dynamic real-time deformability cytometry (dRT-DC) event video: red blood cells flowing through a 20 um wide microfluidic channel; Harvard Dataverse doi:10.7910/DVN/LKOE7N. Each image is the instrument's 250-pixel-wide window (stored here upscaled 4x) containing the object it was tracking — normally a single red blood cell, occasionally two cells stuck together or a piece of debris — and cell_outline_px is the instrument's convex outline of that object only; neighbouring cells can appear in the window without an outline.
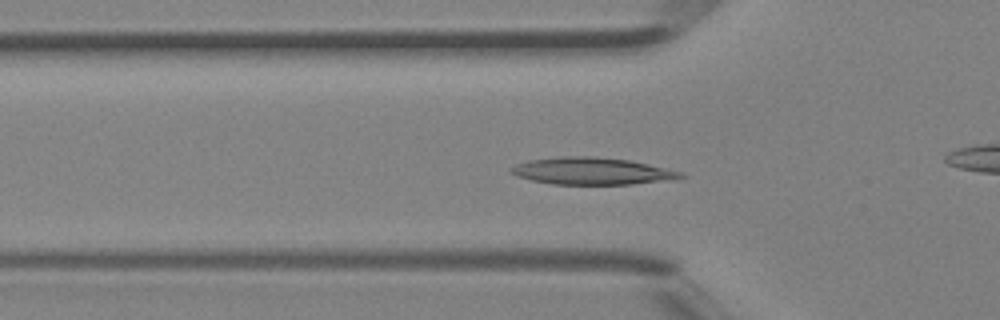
{"species": "Egyptian fruit bat (a non-hibernating species)", "species_latin": "Rousettus aegyptiacus", "temperature_condition": "room temperature", "stored_images_in_passage": 39, "camera_frame_rate_fps": 3000, "um_per_image_px": 0.085, "animal": {"sex": "female"}, "frame": {"image": 1, "passage_image": 14, "time_ms": 4.333, "image_size_px": [1000, 320], "cell_outline_px": [[688, 176], [672, 180], [632, 184], [552, 184], [532, 180], [516, 176], [508, 172], [508, 168], [516, 164], [528, 160], [560, 156], [592, 156], [628, 160], [648, 164], [680, 172]], "centroid_in_image_um": [50.26, 14.54], "position_along_channel_um": 75.5, "area_um2": 26.82}}
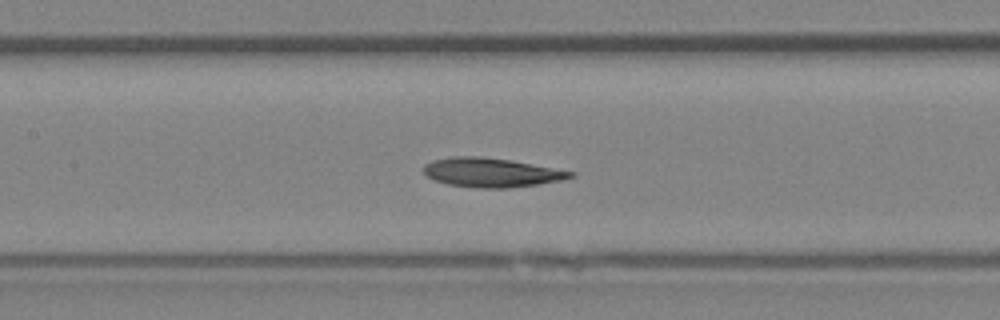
{"frame": {"image": 2, "passage_image": 20, "time_ms": 6.333, "image_size_px": [1000, 320], "cell_outline_px": [[576, 176], [560, 180], [536, 184], [508, 188], [480, 188], [448, 184], [436, 180], [428, 176], [424, 172], [424, 164], [432, 160], [452, 156], [480, 156], [508, 160], [576, 172]], "centroid_in_image_um": [41.75, 14.66], "position_along_channel_um": 165.7, "area_um2": 24.62}}
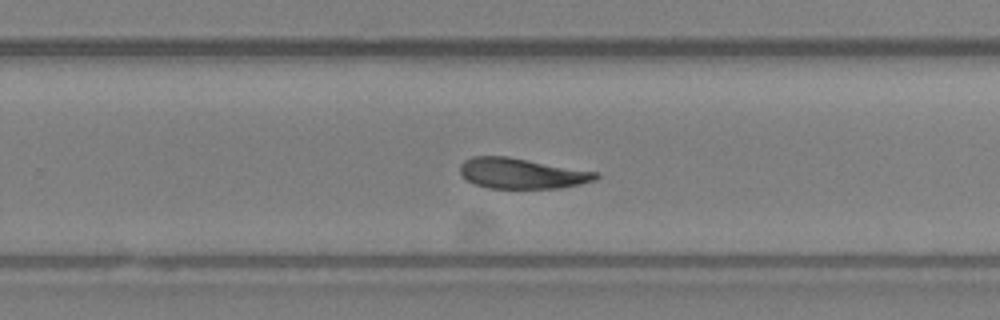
{"frame": {"image": 3, "passage_image": 28, "time_ms": 9.0, "image_size_px": [1000, 320], "cell_outline_px": [[600, 176], [596, 180], [580, 184], [560, 188], [488, 188], [476, 184], [468, 180], [460, 172], [460, 164], [464, 160], [472, 156], [508, 156], [596, 172]], "centroid_in_image_um": [44.34, 14.73], "position_along_channel_um": 285.5, "area_um2": 23.99}, "authors_computed_cell_mechanics": {"area_um2": 25.0274, "velocity_mm_per_s": 4.5055, "shape_relaxation_time_tau1_ms": 4.6897, "shape_relaxation_time_tau2_ms": 4.5413, "deformation_change_tau1": 0.1356, "deformation_change_tau2": 0.0984}}